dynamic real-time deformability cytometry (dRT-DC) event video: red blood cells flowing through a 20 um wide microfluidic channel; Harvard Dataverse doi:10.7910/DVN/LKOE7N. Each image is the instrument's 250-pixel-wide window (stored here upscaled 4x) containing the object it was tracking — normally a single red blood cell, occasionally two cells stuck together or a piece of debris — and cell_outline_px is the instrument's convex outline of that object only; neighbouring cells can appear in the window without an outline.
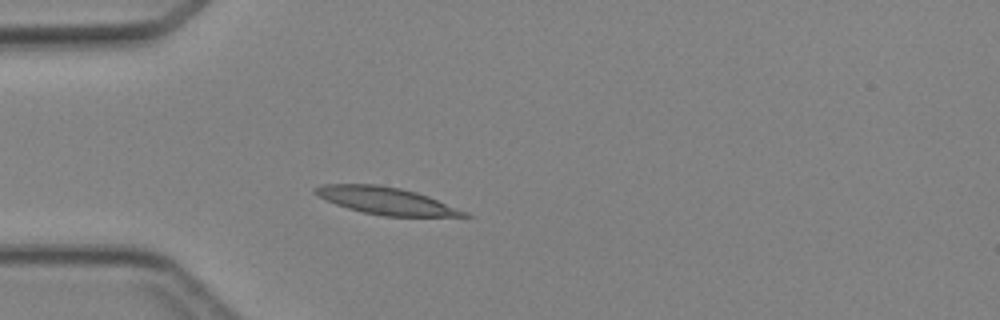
{"species": "Egyptian fruit bat (a non-hibernating species)", "species_latin": "Rousettus aegyptiacus", "temperature_condition": "cold", "stored_images_in_passage": 2, "camera_frame_rate_fps": 3000, "um_per_image_px": 0.085, "animal": {"sex": "female"}, "frame": {"image": 1, "passage_image": 2, "time_ms": 1.0, "image_size_px": [1000, 320], "cell_outline_px": [[472, 216], [384, 216], [364, 212], [348, 208], [336, 204], [312, 192], [312, 188], [320, 184], [380, 184], [400, 188], [416, 192], [428, 196], [468, 212]], "centroid_in_image_um": [32.8, 17.05], "position_along_channel_um": 52.2, "area_um2": 23.41}}